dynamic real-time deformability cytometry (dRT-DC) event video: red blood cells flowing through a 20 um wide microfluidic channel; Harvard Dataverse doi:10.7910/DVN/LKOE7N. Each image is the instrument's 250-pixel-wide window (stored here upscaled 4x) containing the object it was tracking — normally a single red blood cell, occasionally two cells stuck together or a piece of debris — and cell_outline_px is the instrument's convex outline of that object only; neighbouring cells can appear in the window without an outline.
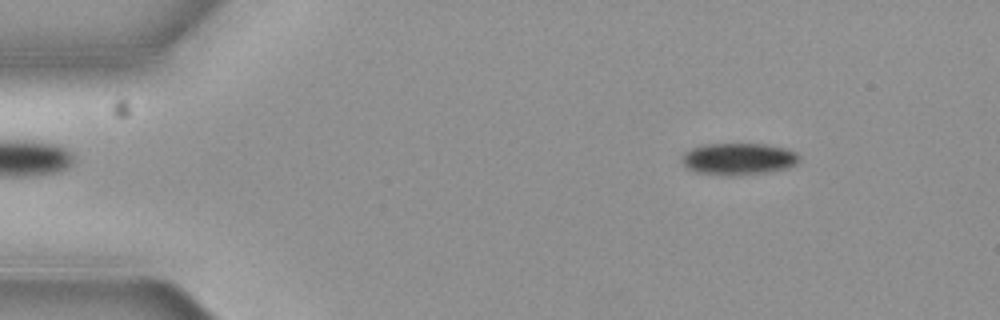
{"species": "common noctule bat (a hibernating species)", "species_latin": "Nyctalus noctula", "temperature_condition": "cold", "stored_images_in_passage": 6, "camera_frame_rate_fps": 3000, "um_per_image_px": 0.085, "animal": {"sex": "female", "body_mass_g": 19.3, "forearm_length_mm": 54.1}, "frame": {"image": 1, "passage_image": 3, "time_ms": 0.667, "image_size_px": [1000, 320], "cell_outline_px": [[800, 160], [796, 164], [788, 168], [768, 172], [740, 176], [720, 176], [696, 172], [684, 168], [680, 160], [680, 156], [684, 152], [692, 148], [708, 144], [764, 144], [784, 148], [796, 152], [800, 156]], "centroid_in_image_um": [62.73, 13.53], "position_along_channel_um": 22.3, "area_um2": 22.31}}
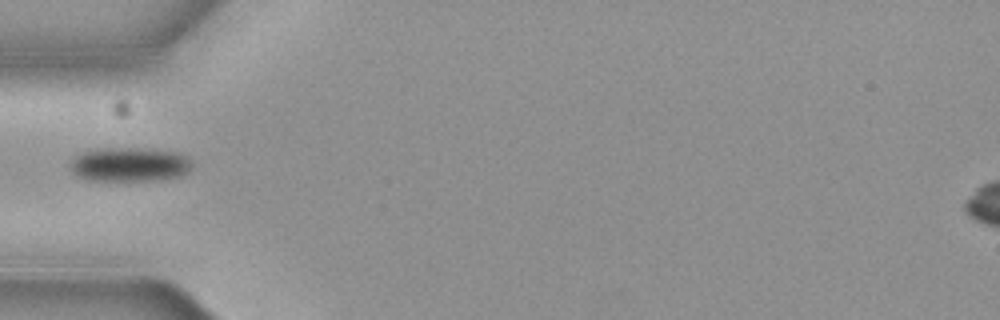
{"frame": {"image": 2, "passage_image": 6, "time_ms": 1.667, "image_size_px": [1000, 320], "cell_outline_px": [[192, 168], [188, 172], [180, 176], [148, 180], [88, 180], [76, 176], [68, 168], [68, 164], [76, 156], [92, 148], [136, 148], [176, 152], [184, 156], [192, 164]], "centroid_in_image_um": [10.94, 13.98], "position_along_channel_um": 74.1, "area_um2": 24.16}}